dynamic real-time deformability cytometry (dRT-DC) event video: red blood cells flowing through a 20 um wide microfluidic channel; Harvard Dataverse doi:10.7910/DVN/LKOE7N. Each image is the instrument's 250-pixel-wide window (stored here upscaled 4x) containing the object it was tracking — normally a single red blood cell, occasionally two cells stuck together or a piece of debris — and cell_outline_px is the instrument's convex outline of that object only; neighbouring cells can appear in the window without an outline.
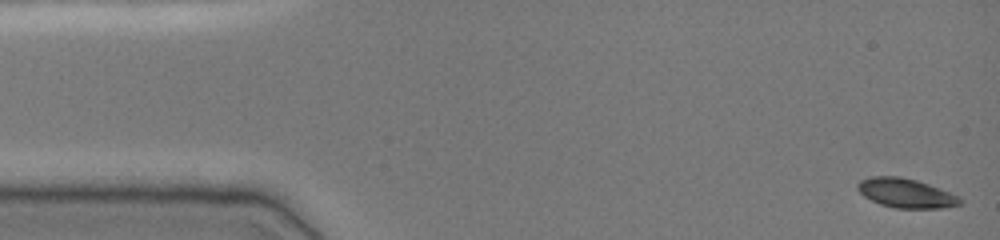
{"species": "common noctule bat (a hibernating species)", "species_latin": "Nyctalus noctula", "temperature_condition": "cold", "stored_images_in_passage": 49, "camera_frame_rate_fps": 3000, "um_per_image_px": 0.085, "animal": {"sex": "female", "body_mass_g": 19.0, "forearm_length_mm": 51.5}, "frame": {"image": 1, "passage_image": 1, "time_ms": 0.0, "image_size_px": [1000, 240], "cell_outline_px": [[964, 200], [960, 204], [944, 208], [896, 208], [880, 204], [864, 196], [856, 188], [856, 184], [860, 180], [872, 176], [900, 176], [916, 180], [928, 184], [960, 196]], "centroid_in_image_um": [77.01, 16.41], "position_along_channel_um": 8.0, "area_um2": 17.51}}
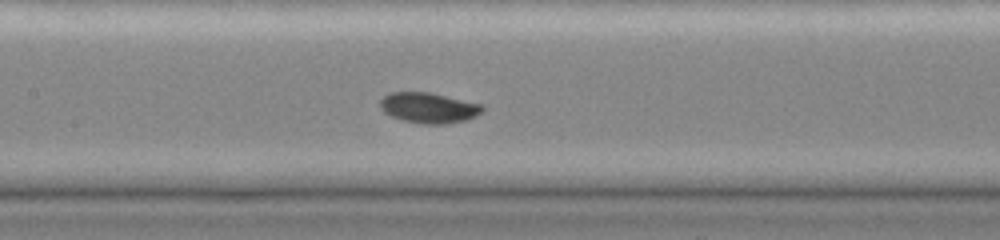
{"frame": {"image": 2, "passage_image": 23, "time_ms": 7.333, "image_size_px": [1000, 240], "cell_outline_px": [[484, 108], [476, 116], [468, 120], [448, 124], [424, 124], [400, 120], [384, 112], [380, 108], [380, 100], [388, 92], [432, 92], [484, 104]], "centroid_in_image_um": [36.46, 9.16], "position_along_channel_um": 170.9, "area_um2": 18.55}}
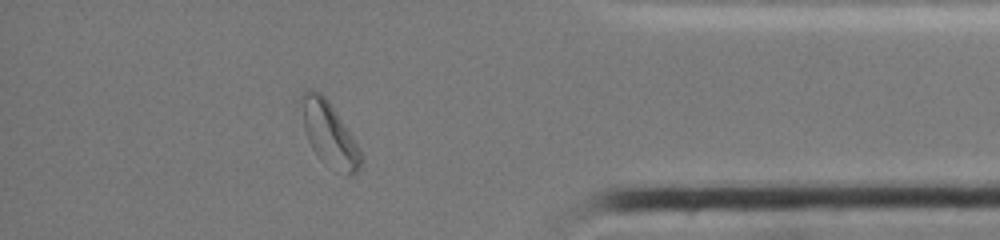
{"frame": {"image": 3, "passage_image": 43, "time_ms": 14.0, "image_size_px": [1000, 240], "cell_outline_px": [[364, 160], [360, 168], [352, 176], [344, 176], [324, 164], [320, 160], [312, 148], [308, 140], [304, 128], [300, 100], [300, 96], [304, 88], [312, 88], [320, 92], [324, 96], [352, 136], [360, 148]], "centroid_in_image_um": [27.98, 11.43], "position_along_channel_um": 407.2, "area_um2": 22.54}, "authors_computed_cell_mechanics": {"area_um2": 17.6868, "velocity_mm_per_s": 3.7974, "shape_relaxation_time_tau1_ms": 2.7852, "shape_relaxation_time_tau2_ms": null, "deformation_change_tau1": 0.0895, "deformation_change_tau2": null}}